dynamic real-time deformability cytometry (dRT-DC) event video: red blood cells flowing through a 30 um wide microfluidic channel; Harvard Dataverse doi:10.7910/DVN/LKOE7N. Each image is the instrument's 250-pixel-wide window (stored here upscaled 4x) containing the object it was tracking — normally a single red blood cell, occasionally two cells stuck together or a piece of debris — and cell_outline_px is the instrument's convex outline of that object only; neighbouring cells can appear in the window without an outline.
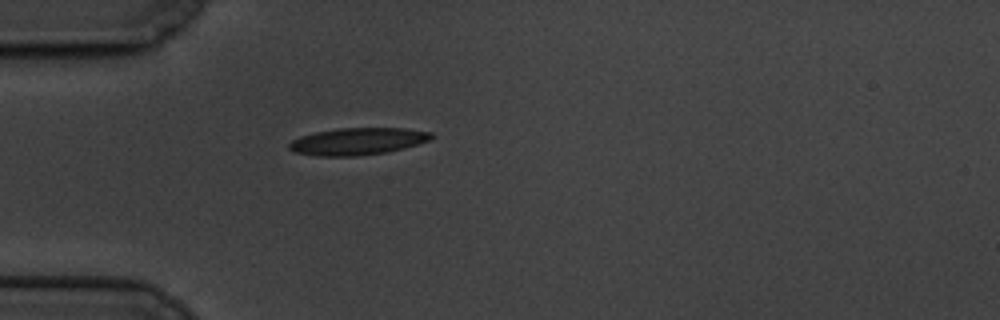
{"species": "common noctule bat (a hibernating species)", "species_latin": "Nyctalus noctula", "temperature_condition": "cold", "stored_images_in_passage": 44, "camera_frame_rate_fps": 3000, "um_per_image_px": 0.085, "animal": {"sex": "male", "body_mass_g": 19.5, "forearm_length_mm": 54.6}, "frame": {"image": 1, "passage_image": 1, "time_ms": 0.0, "image_size_px": [1000, 320], "cell_outline_px": [[436, 136], [428, 140], [404, 148], [388, 152], [356, 156], [316, 156], [296, 152], [288, 148], [288, 144], [292, 140], [300, 136], [316, 132], [340, 128], [404, 128], [432, 132]], "centroid_in_image_um": [30.41, 12.01], "position_along_channel_um": 54.6, "area_um2": 22.43}}
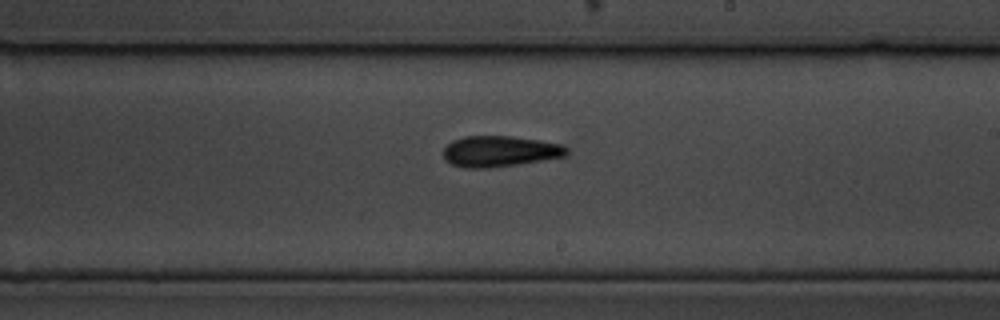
{"frame": {"image": 2, "passage_image": 19, "time_ms": 6.0, "image_size_px": [1000, 320], "cell_outline_px": [[568, 152], [564, 156], [516, 164], [488, 168], [464, 168], [452, 164], [444, 160], [444, 148], [452, 140], [464, 136], [512, 136], [540, 140], [560, 144], [568, 148]], "centroid_in_image_um": [42.44, 12.85], "position_along_channel_um": 246.6, "area_um2": 22.08}}
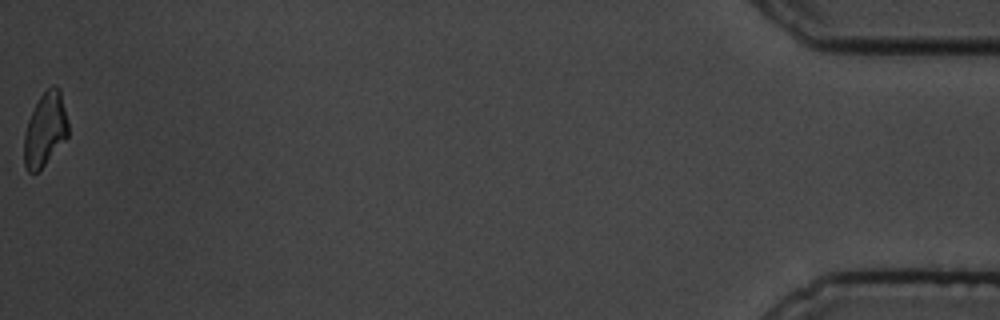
{"frame": {"image": 3, "passage_image": 44, "time_ms": 14.333, "image_size_px": [1000, 320], "cell_outline_px": [[68, 136], [44, 164], [36, 172], [28, 172], [24, 164], [24, 132], [28, 120], [40, 96], [52, 84], [56, 84], [60, 88], [68, 120]], "centroid_in_image_um": [3.84, 10.96], "position_along_channel_um": 431.4, "area_um2": 18.79}, "authors_computed_cell_mechanics": {"area_um2": 20.6924, "velocity_mm_per_s": 3.3396, "shape_relaxation_time_tau1_ms": 3.2104, "shape_relaxation_time_tau2_ms": 5.3084, "deformation_change_tau1": 0.119, "deformation_change_tau2": 0.1289}}